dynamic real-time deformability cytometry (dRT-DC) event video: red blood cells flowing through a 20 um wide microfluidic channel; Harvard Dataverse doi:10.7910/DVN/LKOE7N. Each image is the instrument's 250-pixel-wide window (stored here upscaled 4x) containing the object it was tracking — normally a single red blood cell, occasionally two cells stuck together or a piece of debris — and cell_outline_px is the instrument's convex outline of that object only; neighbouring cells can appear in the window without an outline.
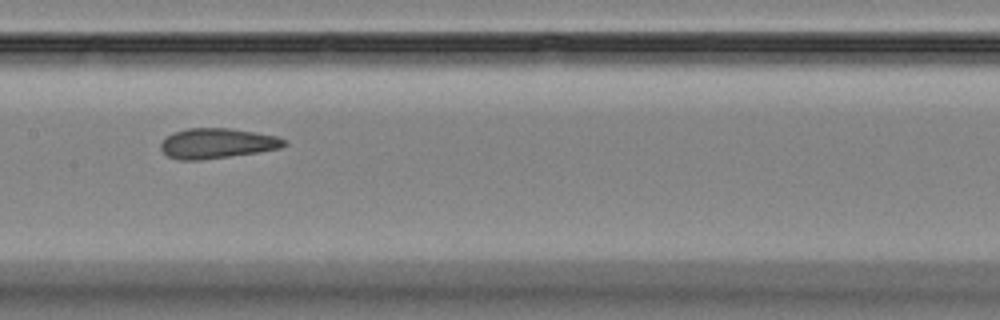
{"species": "Egyptian fruit bat (a non-hibernating species)", "species_latin": "Rousettus aegyptiacus", "temperature_condition": "room temperature", "stored_images_in_passage": 11, "camera_frame_rate_fps": 3000, "um_per_image_px": 0.085, "animal": {"sex": "female"}, "frame": {"image": 1, "passage_image": 4, "time_ms": 4.333, "image_size_px": [1000, 320], "cell_outline_px": [[288, 144], [280, 148], [256, 152], [200, 160], [176, 160], [168, 156], [160, 148], [160, 144], [172, 132], [188, 128], [228, 128], [276, 136], [284, 140]], "centroid_in_image_um": [18.41, 12.18], "position_along_channel_um": 189.0, "area_um2": 21.39}}
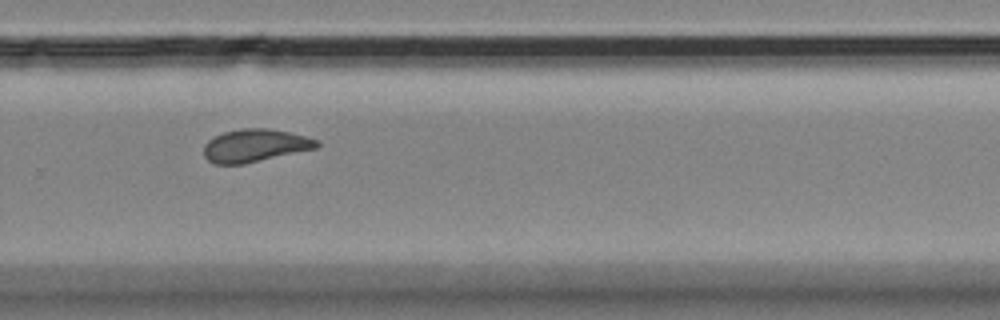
{"frame": {"image": 2, "passage_image": 7, "time_ms": 7.667, "image_size_px": [1000, 320], "cell_outline_px": [[320, 144], [316, 148], [244, 164], [212, 164], [204, 156], [204, 144], [208, 140], [224, 132], [240, 128], [268, 128], [288, 132], [320, 140]], "centroid_in_image_um": [21.66, 12.37], "position_along_channel_um": 308.1, "area_um2": 21.56}}
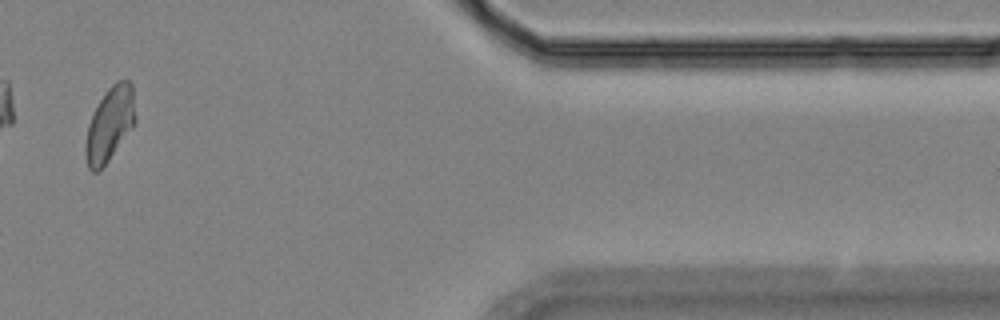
{"frame": {"image": 3, "passage_image": 10, "time_ms": 11.333, "image_size_px": [1000, 320], "cell_outline_px": [[136, 120], [132, 128], [108, 160], [96, 172], [92, 172], [88, 168], [84, 156], [84, 144], [88, 124], [100, 100], [108, 88], [116, 80], [128, 80], [132, 84]], "centroid_in_image_um": [9.31, 10.55], "position_along_channel_um": 402.1, "area_um2": 21.39}, "authors_computed_cell_mechanics": {"area_um2": 21.5594, "velocity_mm_per_s": 3.6016, "shape_relaxation_time_tau1_ms": 7.4911, "shape_relaxation_time_tau2_ms": 1.2357, "deformation_change_tau1": 0.1462, "deformation_change_tau2": 0.0475}}